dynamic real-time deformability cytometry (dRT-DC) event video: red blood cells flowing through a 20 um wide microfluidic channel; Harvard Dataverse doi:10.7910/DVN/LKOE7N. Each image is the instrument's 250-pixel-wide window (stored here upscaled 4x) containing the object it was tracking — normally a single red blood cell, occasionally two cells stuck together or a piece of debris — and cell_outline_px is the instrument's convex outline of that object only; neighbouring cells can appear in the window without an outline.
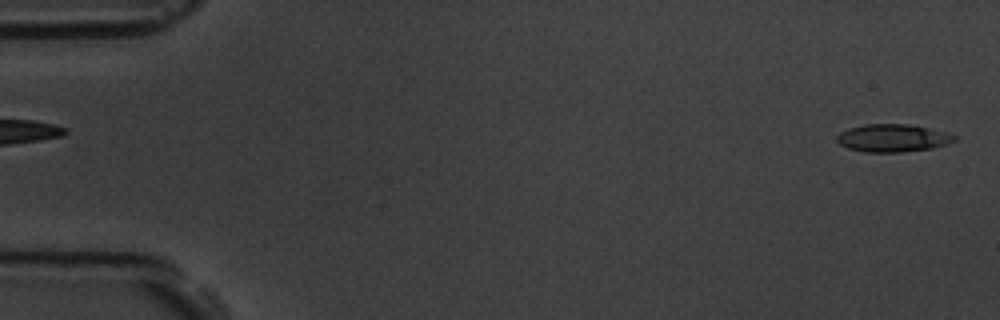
{"species": "common noctule bat (a hibernating species)", "species_latin": "Nyctalus noctula", "temperature_condition": "room temperature", "stored_images_in_passage": 58, "camera_frame_rate_fps": 3000, "um_per_image_px": 0.085, "animal": {"sex": "male", "body_mass_g": 19.5, "forearm_length_mm": 54.6}, "frame": {"image": 1, "passage_image": 2, "time_ms": 0.333, "image_size_px": [1000, 320], "cell_outline_px": [[956, 140], [948, 144], [932, 148], [900, 152], [864, 152], [848, 148], [840, 144], [836, 140], [836, 136], [840, 132], [848, 128], [864, 124], [908, 124], [928, 128], [944, 132], [956, 136]], "centroid_in_image_um": [75.85, 11.73], "position_along_channel_um": 9.1, "area_um2": 18.96}}
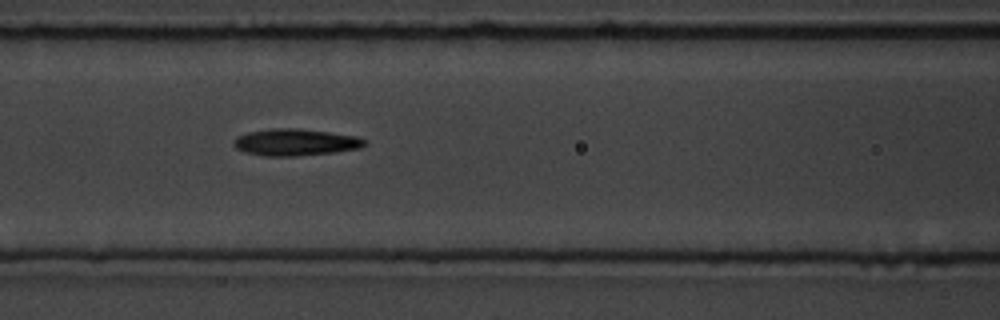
{"frame": {"image": 2, "passage_image": 25, "time_ms": 8.0, "image_size_px": [1000, 320], "cell_outline_px": [[368, 144], [360, 148], [336, 152], [296, 156], [264, 156], [244, 152], [236, 148], [232, 144], [232, 140], [236, 136], [248, 132], [276, 128], [296, 128], [328, 132], [356, 136], [364, 140]], "centroid_in_image_um": [25.07, 12.1], "position_along_channel_um": 141.5, "area_um2": 20.52}}
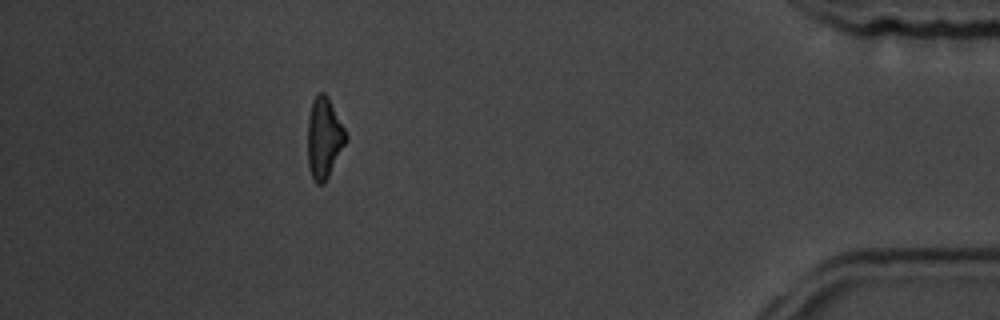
{"frame": {"image": 3, "passage_image": 52, "time_ms": 17.0, "image_size_px": [1000, 320], "cell_outline_px": [[348, 140], [324, 184], [316, 184], [308, 168], [308, 116], [312, 100], [320, 92], [324, 92], [328, 96], [348, 136]], "centroid_in_image_um": [27.55, 11.73], "position_along_channel_um": 407.7, "area_um2": 18.09}, "authors_computed_cell_mechanics": {"area_um2": 18.8717, "velocity_mm_per_s": 3.5489, "shape_relaxation_time_tau1_ms": 3.9552, "shape_relaxation_time_tau2_ms": 7.3041, "deformation_change_tau1": 0.1372, "deformation_change_tau2": 0.1859}}